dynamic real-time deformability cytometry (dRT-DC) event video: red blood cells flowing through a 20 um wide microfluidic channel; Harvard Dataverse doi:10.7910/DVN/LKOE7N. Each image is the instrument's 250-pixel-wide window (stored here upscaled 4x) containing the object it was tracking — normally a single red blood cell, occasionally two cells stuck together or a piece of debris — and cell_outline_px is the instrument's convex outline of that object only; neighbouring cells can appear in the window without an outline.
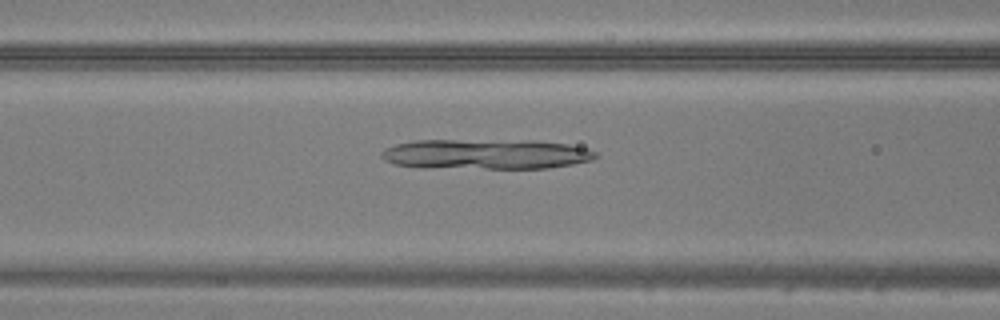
{"species": "common noctule bat (a hibernating species)", "species_latin": "Nyctalus noctula", "temperature_condition": "warm", "stored_images_in_passage": 48, "camera_frame_rate_fps": 3000, "um_per_image_px": 0.085, "animal": {"sex": "male", "body_mass_g": 20.5, "forearm_length_mm": 52.5}, "frame": {"image": 1, "passage_image": 20, "time_ms": 6.333, "image_size_px": [1000, 320], "cell_outline_px": [[600, 156], [592, 160], [572, 164], [548, 168], [424, 168], [396, 164], [384, 160], [380, 156], [380, 152], [384, 148], [396, 144], [416, 140], [536, 140], [568, 144], [588, 148], [596, 152]], "centroid_in_image_um": [41.31, 13.1], "position_along_channel_um": 125.3, "area_um2": 38.09}}
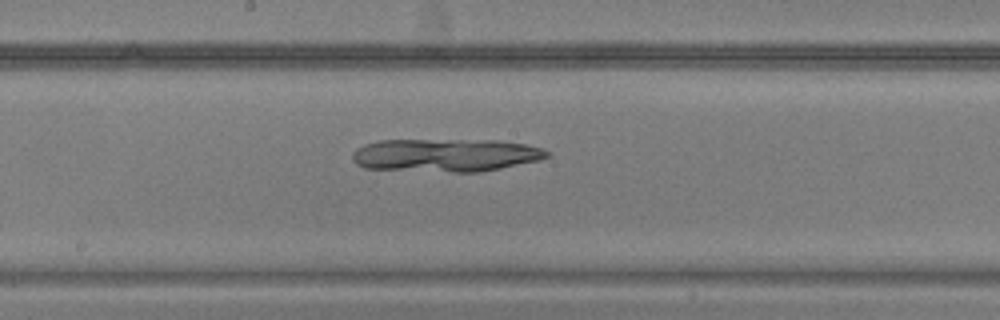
{"frame": {"image": 2, "passage_image": 26, "time_ms": 8.333, "image_size_px": [1000, 320], "cell_outline_px": [[548, 156], [540, 160], [500, 168], [476, 172], [452, 172], [364, 168], [356, 164], [352, 160], [352, 152], [356, 148], [364, 144], [380, 140], [496, 140], [524, 144], [544, 148], [548, 152]], "centroid_in_image_um": [37.84, 13.18], "position_along_channel_um": 210.4, "area_um2": 37.51}}
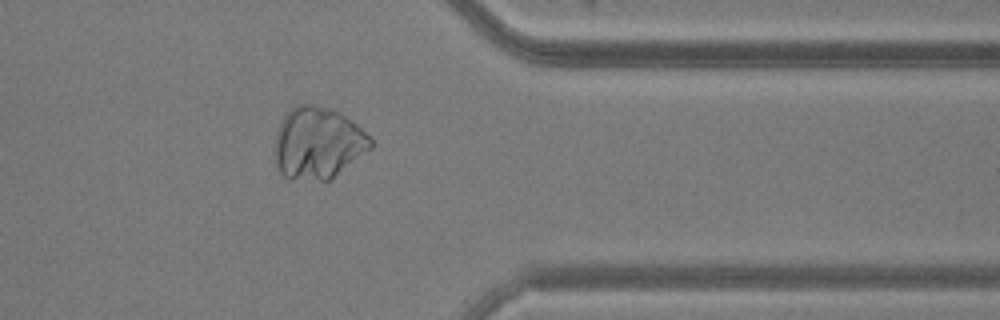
{"frame": {"image": 3, "passage_image": 39, "time_ms": 12.667, "image_size_px": [1000, 320], "cell_outline_px": [[372, 148], [328, 180], [288, 180], [276, 168], [276, 132], [284, 116], [296, 104], [312, 104], [332, 108], [340, 112], [356, 124], [372, 140]], "centroid_in_image_um": [27.0, 12.16], "position_along_channel_um": 384.4, "area_um2": 39.94}}